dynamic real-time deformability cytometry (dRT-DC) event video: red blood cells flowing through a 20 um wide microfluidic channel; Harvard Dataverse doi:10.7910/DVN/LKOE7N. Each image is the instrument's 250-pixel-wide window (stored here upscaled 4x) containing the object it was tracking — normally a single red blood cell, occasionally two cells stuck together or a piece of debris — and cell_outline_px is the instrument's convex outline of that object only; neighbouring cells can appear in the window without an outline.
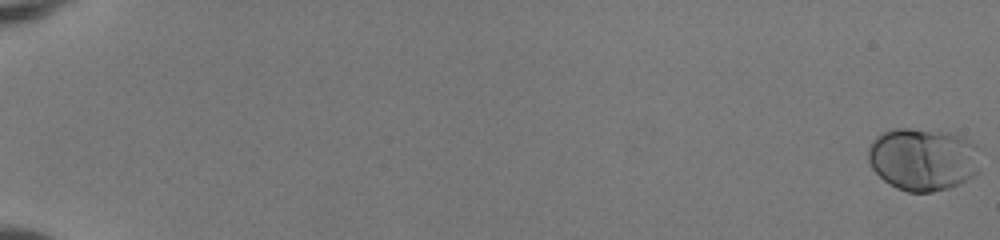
{"species": "human", "species_latin": "Homo sapiens", "temperature_condition": "room temperature", "stored_images_in_passage": 53, "camera_frame_rate_fps": 3000, "um_per_image_px": 0.085, "donor": {"sex": "female"}, "frame": {"image": 1, "passage_image": 1, "time_ms": 0.0, "image_size_px": [1000, 240], "cell_outline_px": [[980, 172], [976, 176], [948, 188], [932, 192], [908, 192], [896, 188], [888, 184], [872, 168], [868, 160], [868, 148], [872, 140], [876, 136], [892, 128], [908, 128], [952, 132], [972, 140], [980, 148]], "centroid_in_image_um": [78.51, 13.52], "position_along_channel_um": 6.5, "area_um2": 41.91}}
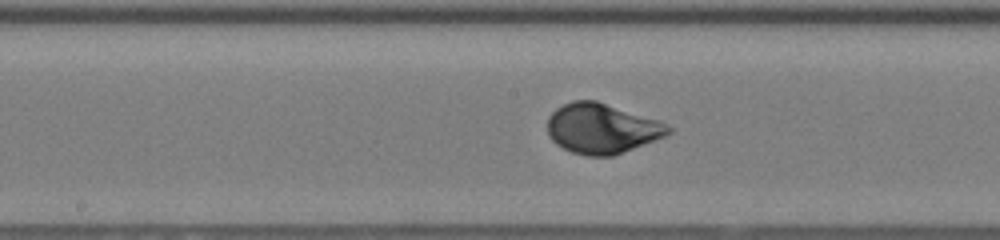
{"frame": {"image": 2, "passage_image": 31, "time_ms": 10.0, "image_size_px": [1000, 240], "cell_outline_px": [[672, 132], [664, 136], [612, 156], [588, 156], [572, 152], [556, 144], [548, 136], [548, 116], [556, 108], [572, 100], [596, 100], [660, 120], [668, 124], [672, 128]], "centroid_in_image_um": [51.15, 10.9], "position_along_channel_um": 197.0, "area_um2": 35.26}}
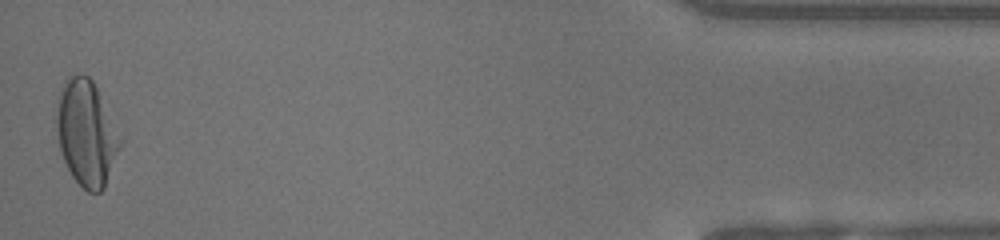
{"frame": {"image": 3, "passage_image": 53, "time_ms": 17.333, "image_size_px": [1000, 240], "cell_outline_px": [[124, 140], [104, 188], [100, 192], [88, 192], [72, 176], [64, 160], [60, 148], [56, 128], [56, 112], [60, 92], [64, 80], [68, 76], [80, 72], [88, 76], [92, 80], [124, 136]], "centroid_in_image_um": [7.39, 11.28], "position_along_channel_um": 427.8, "area_um2": 39.65}, "authors_computed_cell_mechanics": {"area_um2": 35.7782, "velocity_mm_per_s": 4.1085, "shape_relaxation_time_tau1_ms": 2.2704, "shape_relaxation_time_tau2_ms": null, "deformation_change_tau1": 0.1601, "deformation_change_tau2": null}}